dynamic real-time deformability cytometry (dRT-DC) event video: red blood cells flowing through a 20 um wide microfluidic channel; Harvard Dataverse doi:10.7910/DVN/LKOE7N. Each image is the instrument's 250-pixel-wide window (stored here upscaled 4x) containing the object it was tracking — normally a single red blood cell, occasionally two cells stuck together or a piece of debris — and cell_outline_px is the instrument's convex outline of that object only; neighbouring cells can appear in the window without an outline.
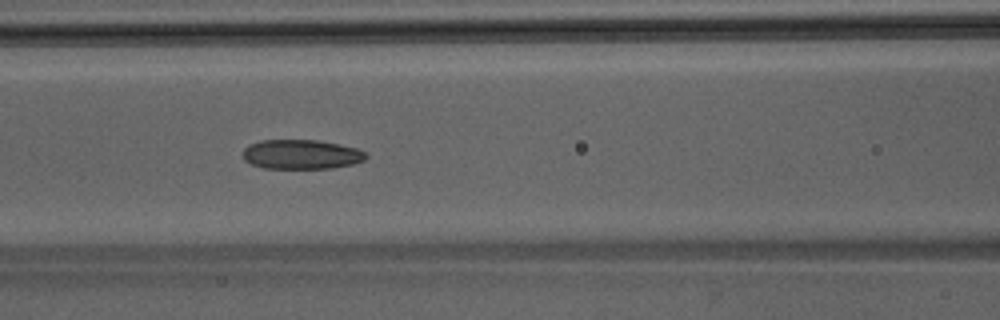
{"species": "Egyptian fruit bat (a non-hibernating species)", "species_latin": "Rousettus aegyptiacus", "temperature_condition": "room temperature", "stored_images_in_passage": 36, "camera_frame_rate_fps": 3000, "um_per_image_px": 0.085, "animal": {"sex": "male"}, "frame": {"image": 1, "passage_image": 9, "time_ms": 2.667, "image_size_px": [1000, 320], "cell_outline_px": [[368, 156], [364, 160], [352, 164], [332, 168], [264, 168], [252, 164], [244, 160], [244, 148], [248, 144], [260, 140], [316, 140], [356, 148], [364, 152]], "centroid_in_image_um": [25.58, 13.12], "position_along_channel_um": 141.0, "area_um2": 20.98}}
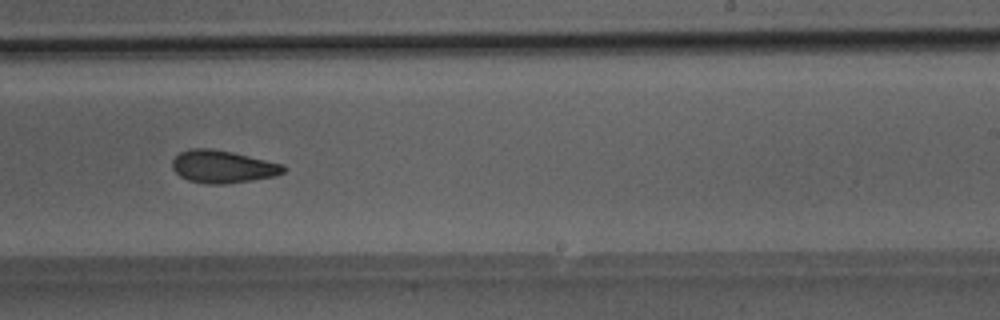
{"frame": {"image": 2, "passage_image": 18, "time_ms": 5.667, "image_size_px": [1000, 320], "cell_outline_px": [[288, 168], [284, 172], [276, 176], [228, 184], [208, 184], [188, 180], [180, 176], [172, 168], [172, 160], [180, 152], [188, 148], [208, 148], [232, 152], [284, 164]], "centroid_in_image_um": [18.95, 14.17], "position_along_channel_um": 270.1, "area_um2": 21.27}}
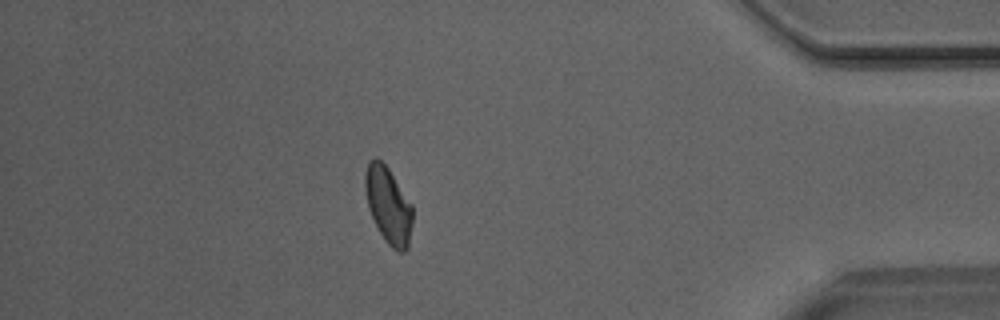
{"frame": {"image": 3, "passage_image": 30, "time_ms": 9.667, "image_size_px": [1000, 320], "cell_outline_px": [[412, 224], [408, 248], [404, 252], [396, 252], [384, 240], [368, 208], [364, 188], [364, 176], [368, 160], [376, 156], [388, 168], [412, 204]], "centroid_in_image_um": [33.0, 17.44], "position_along_channel_um": 402.2, "area_um2": 21.27}}